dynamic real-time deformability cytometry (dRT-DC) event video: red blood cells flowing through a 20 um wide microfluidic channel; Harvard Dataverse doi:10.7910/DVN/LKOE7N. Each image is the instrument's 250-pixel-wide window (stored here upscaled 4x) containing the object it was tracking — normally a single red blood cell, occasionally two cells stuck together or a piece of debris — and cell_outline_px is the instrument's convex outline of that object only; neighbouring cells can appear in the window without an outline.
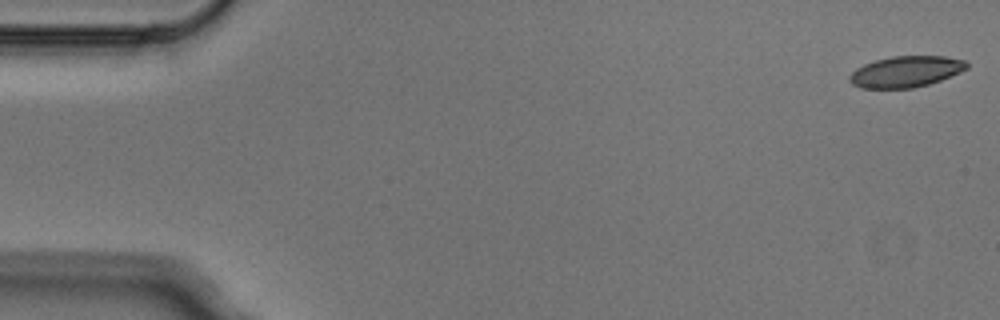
{"species": "Egyptian fruit bat (a non-hibernating species)", "species_latin": "Rousettus aegyptiacus", "temperature_condition": "cold", "stored_images_in_passage": 5, "camera_frame_rate_fps": 3000, "um_per_image_px": 0.085, "animal": {"sex": "male"}, "frame": {"image": 1, "passage_image": 1, "time_ms": 0.0, "image_size_px": [1000, 320], "cell_outline_px": [[968, 68], [960, 72], [940, 80], [928, 84], [912, 88], [860, 88], [852, 84], [848, 80], [848, 76], [856, 68], [864, 64], [876, 60], [892, 56], [944, 56], [964, 60], [968, 64]], "centroid_in_image_um": [76.97, 6.09], "position_along_channel_um": 8.0, "area_um2": 21.21}}
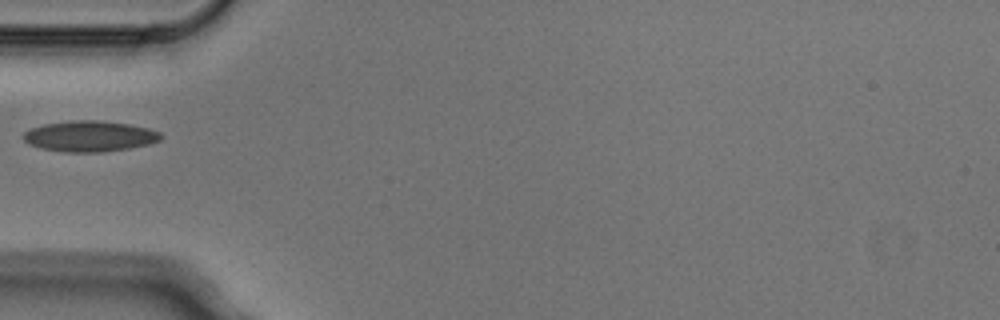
{"frame": {"image": 2, "passage_image": 5, "time_ms": 1.333, "image_size_px": [1000, 320], "cell_outline_px": [[164, 136], [160, 140], [148, 144], [128, 148], [100, 152], [64, 152], [40, 148], [28, 144], [20, 136], [24, 132], [32, 128], [44, 124], [72, 120], [96, 120], [128, 124], [148, 128], [160, 132]], "centroid_in_image_um": [7.59, 11.58], "position_along_channel_um": 77.4, "area_um2": 24.68}}